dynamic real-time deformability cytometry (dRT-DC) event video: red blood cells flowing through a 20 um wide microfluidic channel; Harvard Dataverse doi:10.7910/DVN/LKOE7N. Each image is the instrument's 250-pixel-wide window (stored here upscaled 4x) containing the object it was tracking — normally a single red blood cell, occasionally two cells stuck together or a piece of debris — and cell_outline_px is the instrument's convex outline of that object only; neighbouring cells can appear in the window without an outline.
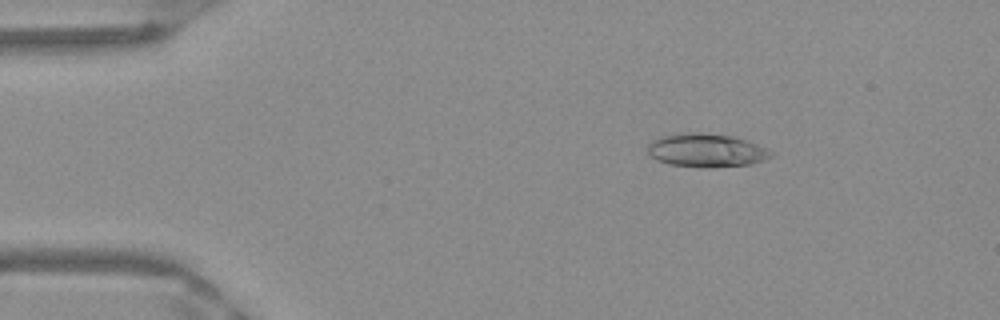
{"species": "Egyptian fruit bat (a non-hibernating species)", "species_latin": "Rousettus aegyptiacus", "temperature_condition": "warm", "stored_images_in_passage": 48, "camera_frame_rate_fps": 3000, "um_per_image_px": 0.085, "frame": {"image": 1, "passage_image": 5, "time_ms": 1.333, "image_size_px": [1000, 320], "cell_outline_px": [[772, 156], [764, 160], [752, 164], [712, 168], [700, 168], [668, 164], [656, 160], [648, 156], [648, 144], [652, 140], [660, 136], [680, 132], [700, 132], [732, 136], [748, 140], [772, 152]], "centroid_in_image_um": [59.98, 12.78], "position_along_channel_um": 25.0, "area_um2": 24.51}}
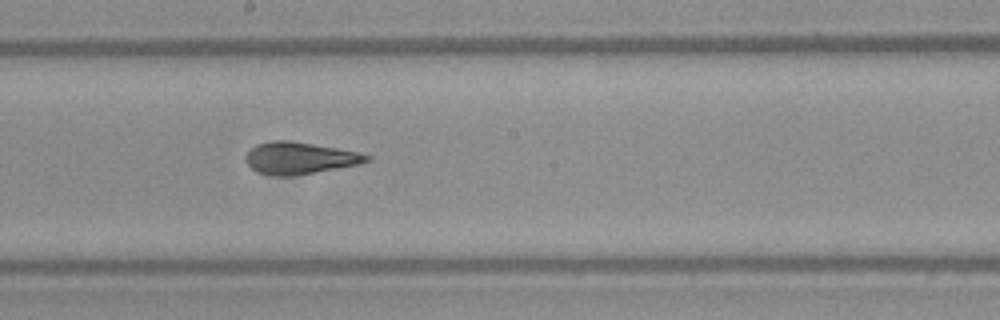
{"frame": {"image": 2, "passage_image": 25, "time_ms": 8.0, "image_size_px": [1000, 320], "cell_outline_px": [[372, 160], [360, 164], [288, 176], [276, 176], [256, 172], [244, 160], [244, 156], [256, 144], [272, 140], [288, 140], [336, 148], [356, 152], [372, 156]], "centroid_in_image_um": [25.43, 13.43], "position_along_channel_um": 222.8, "area_um2": 22.25}}
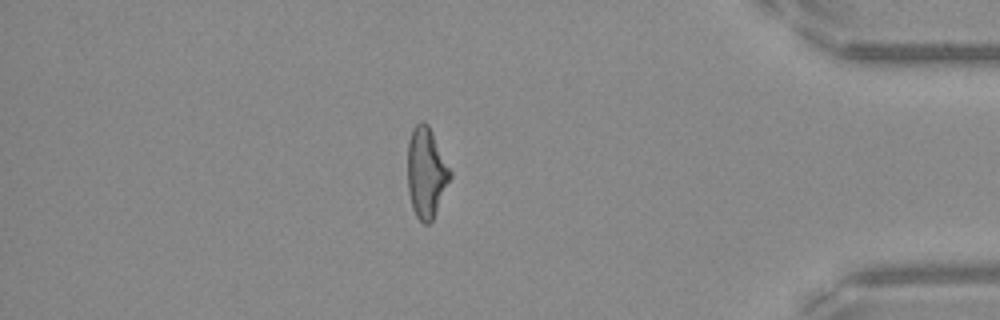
{"frame": {"image": 3, "passage_image": 41, "time_ms": 13.333, "image_size_px": [1000, 320], "cell_outline_px": [[452, 176], [432, 220], [428, 224], [424, 224], [416, 216], [412, 208], [408, 192], [408, 140], [412, 128], [420, 120], [424, 120], [428, 124], [452, 172]], "centroid_in_image_um": [36.22, 14.65], "position_along_channel_um": 399.0, "area_um2": 22.43}, "authors_computed_cell_mechanics": {"area_um2": 22.6865, "velocity_mm_per_s": 3.9966, "shape_relaxation_time_tau1_ms": 8.5554, "shape_relaxation_time_tau2_ms": 1.8702, "deformation_change_tau1": 0.2613, "deformation_change_tau2": 0.1041}}